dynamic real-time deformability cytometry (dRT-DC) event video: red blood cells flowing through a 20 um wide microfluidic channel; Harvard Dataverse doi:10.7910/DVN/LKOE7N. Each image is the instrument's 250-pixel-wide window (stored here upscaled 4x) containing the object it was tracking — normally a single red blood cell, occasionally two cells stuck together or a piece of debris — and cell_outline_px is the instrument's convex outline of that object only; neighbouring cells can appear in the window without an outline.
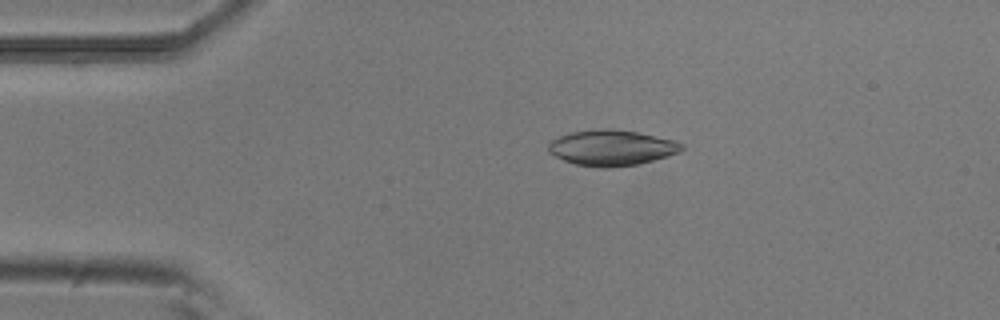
{"species": "common noctule bat (a hibernating species)", "species_latin": "Nyctalus noctula", "temperature_condition": "room temperature", "stored_images_in_passage": 43, "camera_frame_rate_fps": 3000, "um_per_image_px": 0.085, "animal": {"sex": "male", "body_mass_g": 20.5, "forearm_length_mm": 52.5}, "frame": {"image": 1, "passage_image": 1, "time_ms": 0.0, "image_size_px": [1000, 320], "cell_outline_px": [[684, 148], [680, 152], [668, 156], [636, 164], [608, 168], [596, 168], [576, 164], [564, 160], [548, 152], [548, 144], [552, 140], [560, 136], [572, 132], [604, 128], [636, 132], [676, 140], [684, 144]], "centroid_in_image_um": [52.0, 12.57], "position_along_channel_um": 33.0, "area_um2": 27.57}}
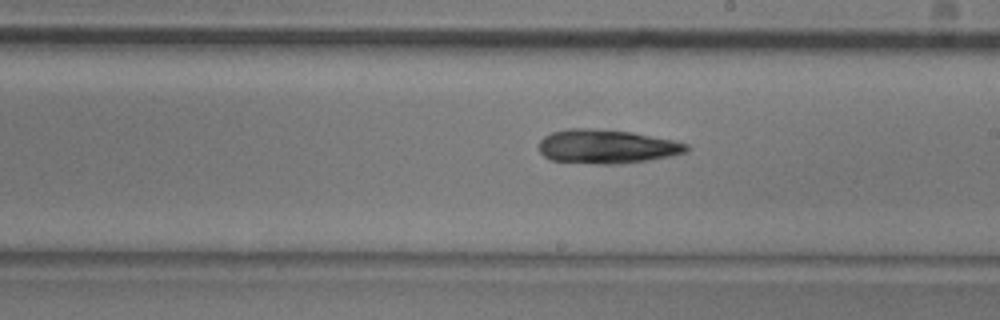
{"frame": {"image": 2, "passage_image": 20, "time_ms": 6.333, "image_size_px": [1000, 320], "cell_outline_px": [[688, 152], [672, 156], [648, 160], [620, 164], [596, 164], [548, 160], [540, 152], [540, 140], [544, 136], [552, 132], [568, 128], [588, 128], [632, 132], [672, 140], [688, 144]], "centroid_in_image_um": [51.56, 12.46], "position_along_channel_um": 237.4, "area_um2": 29.3}}
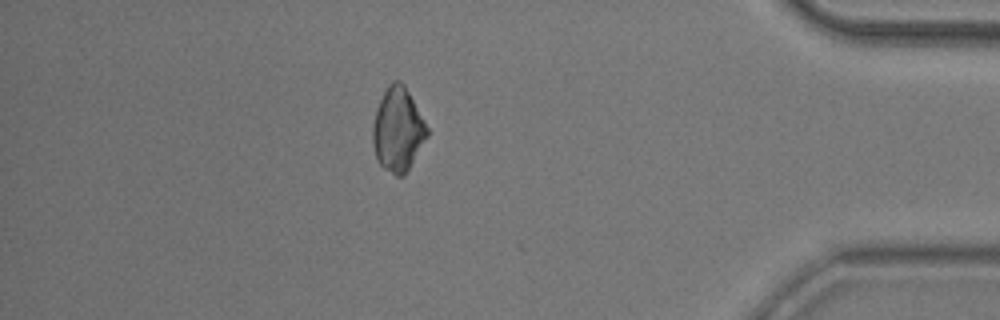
{"frame": {"image": 3, "passage_image": 36, "time_ms": 11.667, "image_size_px": [1000, 320], "cell_outline_px": [[428, 136], [404, 176], [396, 176], [384, 168], [376, 160], [372, 144], [372, 124], [376, 108], [388, 84], [392, 80], [400, 80], [404, 84], [424, 120], [428, 128]], "centroid_in_image_um": [33.79, 11.02], "position_along_channel_um": 401.4, "area_um2": 26.65}, "authors_computed_cell_mechanics": {"area_um2": 27.9752, "velocity_mm_per_s": 3.8435, "shape_relaxation_time_tau1_ms": 5.5976, "shape_relaxation_time_tau2_ms": null, "deformation_change_tau1": 0.1679, "deformation_change_tau2": null}}